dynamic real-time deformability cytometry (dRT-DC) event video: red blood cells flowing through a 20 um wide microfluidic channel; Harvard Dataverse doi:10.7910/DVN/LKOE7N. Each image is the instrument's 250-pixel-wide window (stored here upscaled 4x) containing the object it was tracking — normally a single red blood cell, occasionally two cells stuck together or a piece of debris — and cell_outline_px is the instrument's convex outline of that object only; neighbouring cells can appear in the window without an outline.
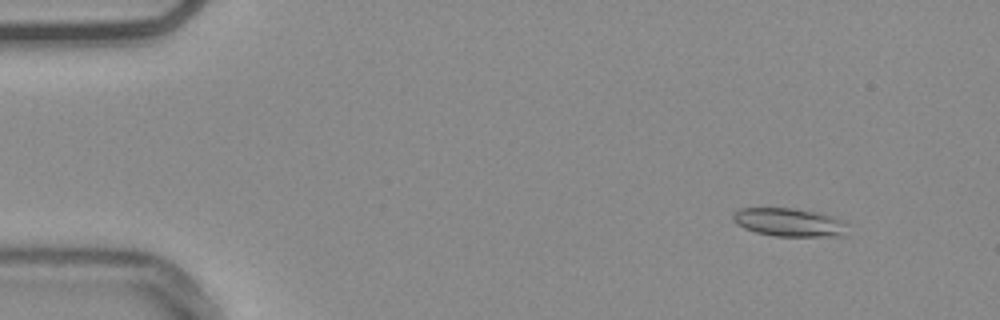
{"species": "common noctule bat (a hibernating species)", "species_latin": "Nyctalus noctula", "temperature_condition": "warm", "stored_images_in_passage": 55, "camera_frame_rate_fps": 3000, "um_per_image_px": 0.085, "animal": {"sex": "male", "body_mass_g": 20.4}, "frame": {"image": 1, "passage_image": 6, "time_ms": 1.667, "image_size_px": [1000, 320], "cell_outline_px": [[848, 224], [844, 236], [776, 236], [756, 232], [744, 228], [736, 224], [732, 220], [732, 212], [740, 208], [796, 208], [820, 212]], "centroid_in_image_um": [67.04, 18.89], "position_along_channel_um": 18.0, "area_um2": 19.02}}
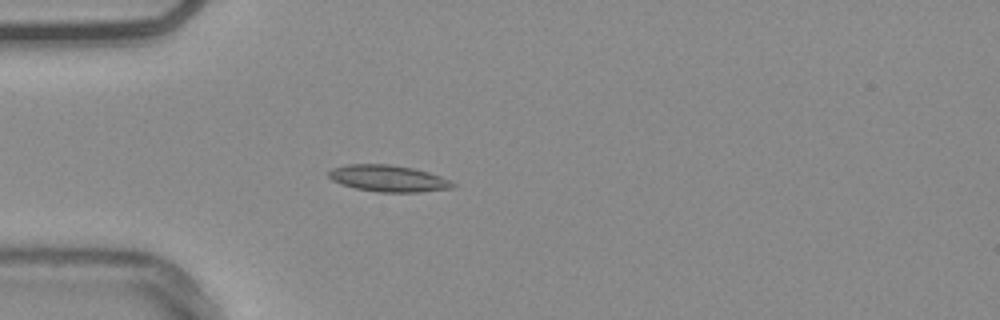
{"frame": {"image": 2, "passage_image": 16, "time_ms": 5.0, "image_size_px": [1000, 320], "cell_outline_px": [[456, 184], [452, 188], [420, 192], [376, 192], [356, 188], [340, 184], [332, 180], [328, 176], [328, 172], [332, 168], [344, 164], [388, 164], [412, 168], [428, 172], [452, 180]], "centroid_in_image_um": [32.99, 15.16], "position_along_channel_um": 52.0, "area_um2": 19.31}}
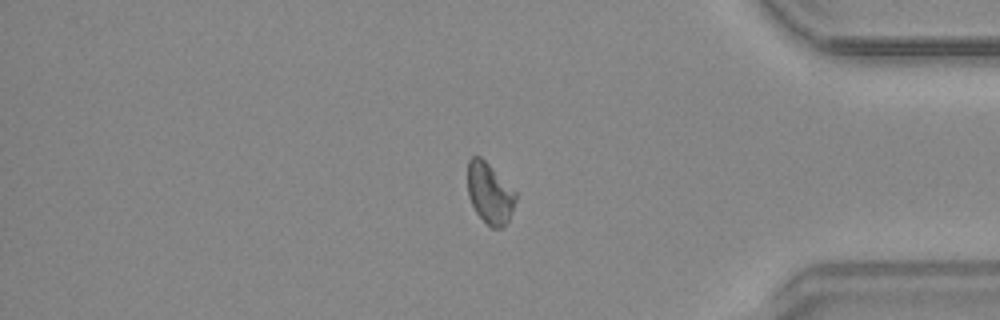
{"frame": {"image": 3, "passage_image": 46, "time_ms": 15.0, "image_size_px": [1000, 320], "cell_outline_px": [[516, 200], [508, 220], [500, 228], [492, 228], [476, 212], [468, 196], [468, 160], [472, 156], [480, 156], [516, 192]], "centroid_in_image_um": [41.61, 16.41], "position_along_channel_um": 393.6, "area_um2": 16.65}, "authors_computed_cell_mechanics": {"area_um2": 17.8024, "velocity_mm_per_s": 3.7504, "shape_relaxation_time_tau1_ms": 9.2866, "shape_relaxation_time_tau2_ms": null, "deformation_change_tau1": 0.1518, "deformation_change_tau2": null}}